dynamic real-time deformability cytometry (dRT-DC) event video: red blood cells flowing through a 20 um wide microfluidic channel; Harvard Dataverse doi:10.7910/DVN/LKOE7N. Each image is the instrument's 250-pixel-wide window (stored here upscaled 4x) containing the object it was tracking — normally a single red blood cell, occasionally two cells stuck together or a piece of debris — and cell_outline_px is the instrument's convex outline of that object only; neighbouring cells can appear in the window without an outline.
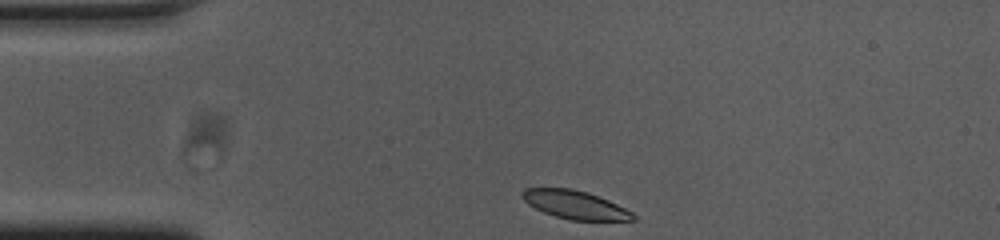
{"species": "common noctule bat (a hibernating species)", "species_latin": "Nyctalus noctula", "temperature_condition": "cold", "stored_images_in_passage": 14, "camera_frame_rate_fps": 3000, "um_per_image_px": 0.085, "animal": {"sex": "female", "body_mass_g": 23.0, "forearm_length_mm": 53.4}, "frame": {"image": 1, "passage_image": 1, "time_ms": 0.0, "image_size_px": [1000, 240], "cell_outline_px": [[636, 220], [568, 220], [544, 212], [528, 204], [520, 196], [524, 188], [572, 188], [588, 192], [608, 200], [632, 212], [636, 216]], "centroid_in_image_um": [48.87, 17.4], "position_along_channel_um": 36.1, "area_um2": 18.21}}
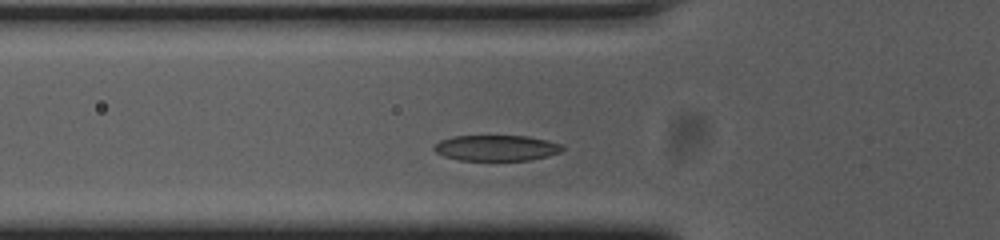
{"frame": {"image": 2, "passage_image": 8, "time_ms": 2.333, "image_size_px": [1000, 240], "cell_outline_px": [[564, 148], [560, 152], [548, 156], [532, 160], [460, 160], [444, 156], [436, 152], [432, 148], [440, 140], [452, 136], [528, 136], [548, 140], [560, 144]], "centroid_in_image_um": [42.2, 12.57], "position_along_channel_um": 83.6, "area_um2": 19.25}}
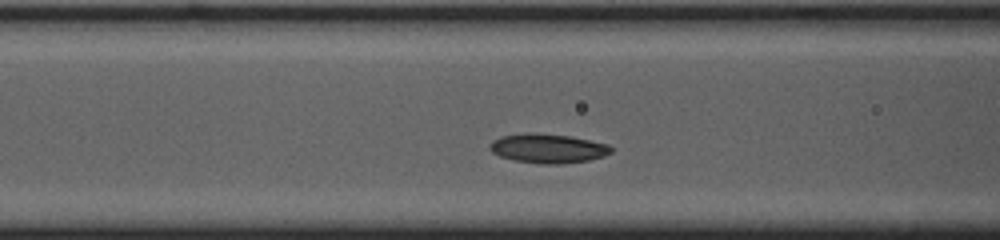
{"frame": {"image": 3, "passage_image": 11, "time_ms": 3.333, "image_size_px": [1000, 240], "cell_outline_px": [[612, 152], [604, 156], [588, 160], [560, 164], [540, 164], [512, 160], [500, 156], [492, 152], [488, 148], [492, 140], [500, 136], [524, 132], [532, 132], [568, 136], [608, 144], [612, 148]], "centroid_in_image_um": [46.52, 12.61], "position_along_channel_um": 120.1, "area_um2": 20.81}}